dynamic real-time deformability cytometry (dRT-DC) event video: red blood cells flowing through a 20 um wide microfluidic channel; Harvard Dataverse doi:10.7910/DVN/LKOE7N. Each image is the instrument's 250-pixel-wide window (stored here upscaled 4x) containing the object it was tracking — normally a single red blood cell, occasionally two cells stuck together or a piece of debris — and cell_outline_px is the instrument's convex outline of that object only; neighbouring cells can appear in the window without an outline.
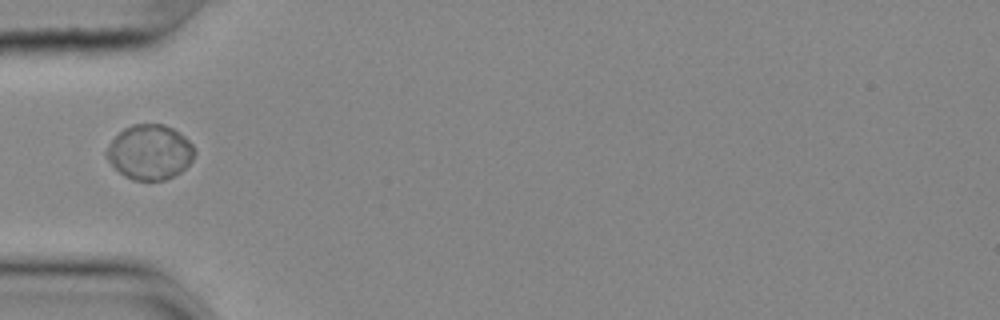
{"species": "common noctule bat (a hibernating species)", "species_latin": "Nyctalus noctula", "temperature_condition": "cold", "stored_images_in_passage": 26, "camera_frame_rate_fps": 3000, "um_per_image_px": 0.085, "animal": {"sex": "female", "body_mass_g": 25.1}, "frame": {"image": 1, "passage_image": 1, "time_ms": 0.0, "image_size_px": [1000, 320], "cell_outline_px": [[196, 152], [192, 160], [180, 172], [164, 180], [132, 180], [124, 176], [108, 160], [108, 148], [112, 140], [124, 128], [132, 124], [164, 124], [172, 128], [184, 136], [192, 144]], "centroid_in_image_um": [12.76, 12.92], "position_along_channel_um": 72.2, "area_um2": 27.74}}
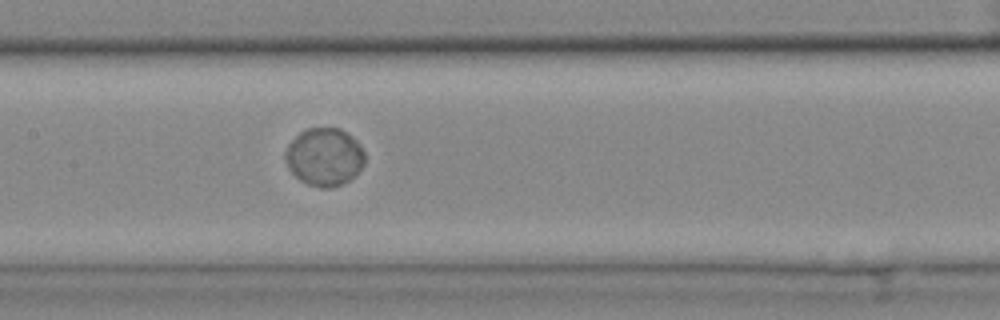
{"frame": {"image": 2, "passage_image": 10, "time_ms": 3.0, "image_size_px": [1000, 320], "cell_outline_px": [[364, 164], [348, 180], [340, 184], [328, 188], [320, 188], [308, 184], [300, 180], [288, 168], [284, 156], [284, 152], [288, 144], [300, 132], [308, 128], [340, 128], [356, 140], [364, 152]], "centroid_in_image_um": [27.54, 13.33], "position_along_channel_um": 179.9, "area_um2": 26.53}}
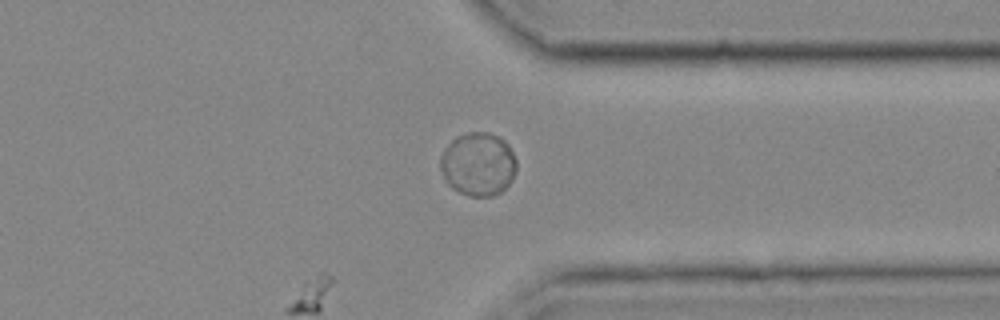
{"frame": {"image": 3, "passage_image": 26, "time_ms": 8.333, "image_size_px": [1000, 320], "cell_outline_px": [[516, 172], [512, 180], [500, 192], [492, 196], [468, 196], [452, 188], [444, 180], [440, 168], [440, 156], [448, 144], [456, 136], [468, 132], [488, 132], [504, 140], [508, 144], [516, 160]], "centroid_in_image_um": [40.63, 13.95], "position_along_channel_um": 370.8, "area_um2": 28.21}}